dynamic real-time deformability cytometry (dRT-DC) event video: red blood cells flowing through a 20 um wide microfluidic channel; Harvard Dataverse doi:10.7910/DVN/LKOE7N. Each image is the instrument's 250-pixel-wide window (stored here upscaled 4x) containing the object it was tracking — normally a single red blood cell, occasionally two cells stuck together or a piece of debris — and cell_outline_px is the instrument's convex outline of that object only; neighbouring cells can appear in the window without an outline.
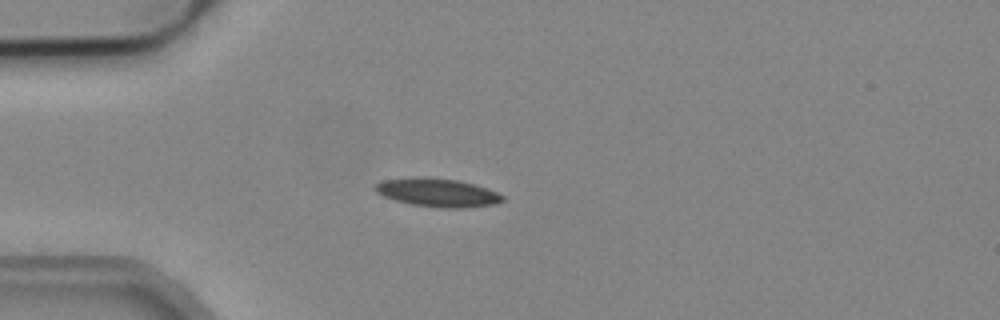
{"species": "common noctule bat (a hibernating species)", "species_latin": "Nyctalus noctula", "temperature_condition": "cold", "stored_images_in_passage": 4, "camera_frame_rate_fps": 3000, "um_per_image_px": 0.085, "animal": {"sex": "male", "body_mass_g": 19.2, "forearm_length_mm": 51.8}, "frame": {"image": 1, "passage_image": 3, "time_ms": 0.667, "image_size_px": [1000, 320], "cell_outline_px": [[504, 200], [496, 204], [464, 208], [440, 208], [412, 204], [396, 200], [384, 196], [376, 192], [372, 188], [376, 184], [384, 180], [456, 180], [472, 184], [496, 192], [504, 196]], "centroid_in_image_um": [37.25, 16.43], "position_along_channel_um": 47.8, "area_um2": 19.88}}